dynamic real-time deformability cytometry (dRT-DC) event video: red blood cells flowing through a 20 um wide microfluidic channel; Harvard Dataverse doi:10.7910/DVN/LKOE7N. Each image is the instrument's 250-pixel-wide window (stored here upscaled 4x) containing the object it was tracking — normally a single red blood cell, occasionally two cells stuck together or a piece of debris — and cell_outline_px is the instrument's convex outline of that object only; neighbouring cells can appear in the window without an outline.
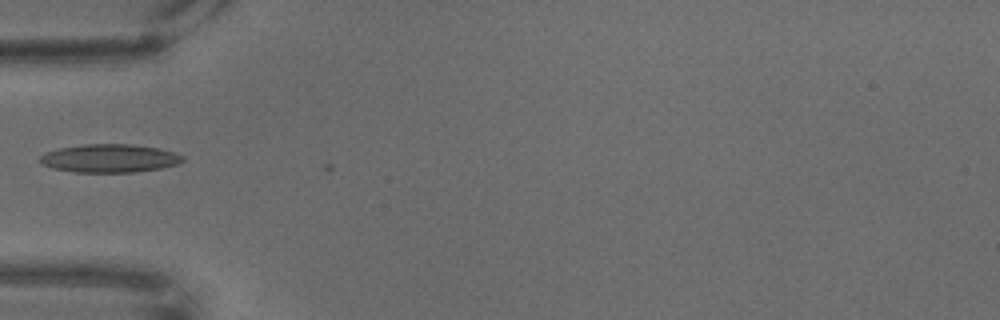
{"species": "common noctule bat (a hibernating species)", "species_latin": "Nyctalus noctula", "temperature_condition": "warm", "stored_images_in_passage": 4, "camera_frame_rate_fps": 3000, "um_per_image_px": 0.085, "animal": {"sex": "male", "body_mass_g": 18.8}, "frame": {"image": 1, "passage_image": 3, "time_ms": 0.667, "image_size_px": [1000, 320], "cell_outline_px": [[184, 160], [176, 164], [160, 168], [132, 172], [76, 172], [52, 168], [44, 164], [40, 160], [40, 156], [44, 152], [60, 148], [84, 144], [128, 144], [160, 148], [176, 152], [184, 156]], "centroid_in_image_um": [9.33, 13.45], "position_along_channel_um": 75.7, "area_um2": 23.41}}